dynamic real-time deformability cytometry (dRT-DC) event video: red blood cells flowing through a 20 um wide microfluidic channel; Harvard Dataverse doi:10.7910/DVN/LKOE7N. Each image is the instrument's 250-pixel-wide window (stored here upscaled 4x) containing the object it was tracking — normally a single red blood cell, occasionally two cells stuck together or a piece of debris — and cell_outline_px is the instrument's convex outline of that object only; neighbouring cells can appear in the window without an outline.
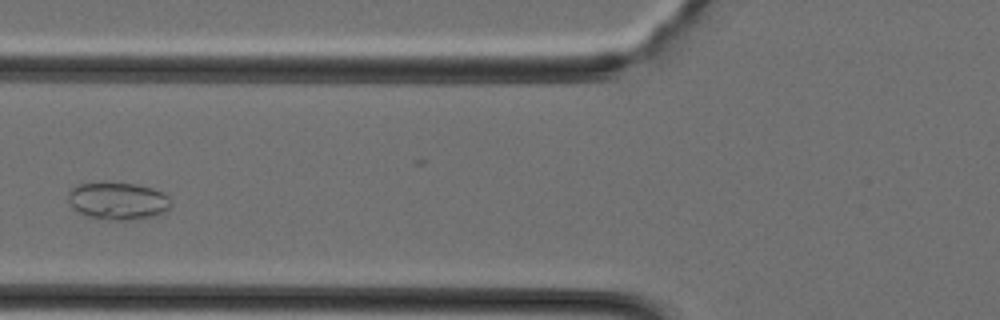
{"species": "Egyptian fruit bat (a non-hibernating species)", "species_latin": "Rousettus aegyptiacus", "temperature_condition": "cold", "stored_images_in_passage": 37, "camera_frame_rate_fps": 3000, "um_per_image_px": 0.085, "animal": {"sex": "female"}, "frame": {"image": 1, "passage_image": 13, "time_ms": 4.0, "image_size_px": [1000, 320], "cell_outline_px": [[172, 204], [164, 212], [152, 216], [128, 220], [108, 220], [92, 216], [80, 212], [72, 208], [68, 200], [68, 192], [72, 188], [80, 184], [100, 180], [104, 180], [140, 184], [164, 192], [172, 200]], "centroid_in_image_um": [10.03, 17.02], "position_along_channel_um": 115.8, "area_um2": 22.95}}
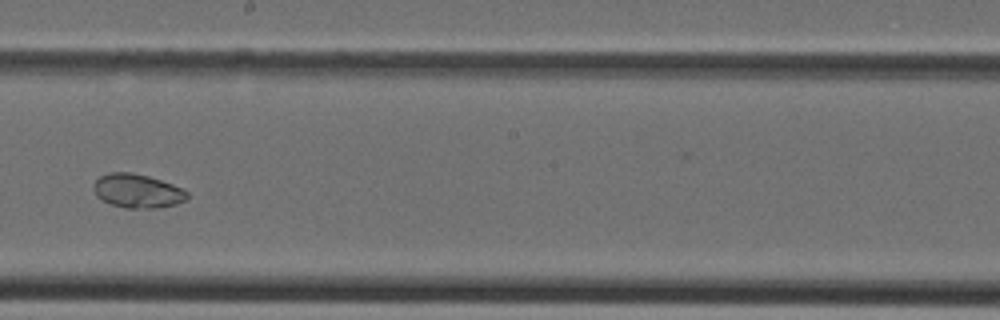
{"frame": {"image": 2, "passage_image": 20, "time_ms": 6.333, "image_size_px": [1000, 320], "cell_outline_px": [[188, 196], [184, 200], [176, 204], [156, 208], [128, 208], [112, 204], [96, 196], [92, 188], [92, 184], [100, 176], [108, 172], [128, 172], [148, 176], [172, 184], [188, 192]], "centroid_in_image_um": [11.64, 16.22], "position_along_channel_um": 236.6, "area_um2": 18.32}}
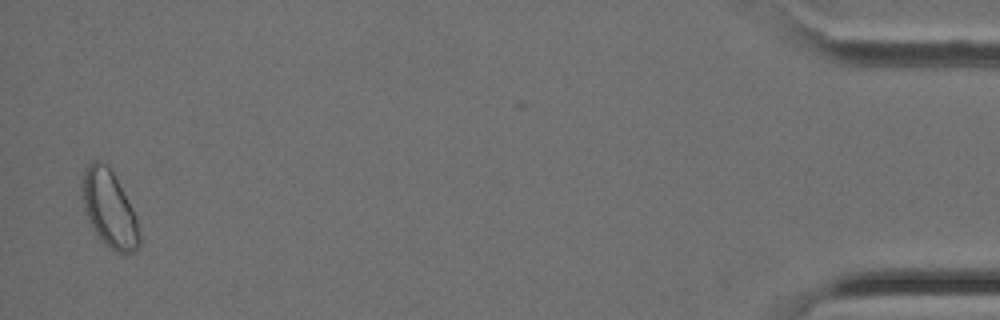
{"frame": {"image": 3, "passage_image": 36, "time_ms": 11.667, "image_size_px": [1000, 320], "cell_outline_px": [[140, 244], [136, 252], [116, 252], [104, 244], [88, 220], [84, 208], [80, 180], [88, 164], [92, 160], [100, 160], [108, 164], [132, 208], [140, 232]], "centroid_in_image_um": [9.27, 17.73], "position_along_channel_um": 425.9, "area_um2": 25.49}}